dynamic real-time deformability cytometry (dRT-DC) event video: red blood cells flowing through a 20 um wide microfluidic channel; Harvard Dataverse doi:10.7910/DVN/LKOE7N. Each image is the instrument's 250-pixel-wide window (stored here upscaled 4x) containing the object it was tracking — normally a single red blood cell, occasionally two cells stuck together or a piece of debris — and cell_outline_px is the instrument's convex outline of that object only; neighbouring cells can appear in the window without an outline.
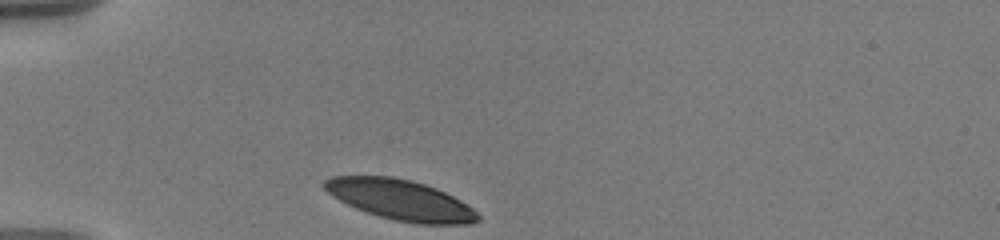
{"species": "human", "species_latin": "Homo sapiens", "temperature_condition": "warm", "stored_images_in_passage": 26, "camera_frame_rate_fps": 3000, "um_per_image_px": 0.085, "donor": {"sex": "male"}, "frame": {"image": 1, "passage_image": 1, "time_ms": 0.0, "image_size_px": [1000, 240], "cell_outline_px": [[480, 220], [472, 224], [416, 224], [396, 220], [380, 216], [356, 208], [332, 196], [324, 188], [324, 180], [332, 176], [392, 176], [412, 180], [436, 188], [460, 200], [472, 208], [480, 216]], "centroid_in_image_um": [34.06, 16.99], "position_along_channel_um": 50.9, "area_um2": 35.84}}
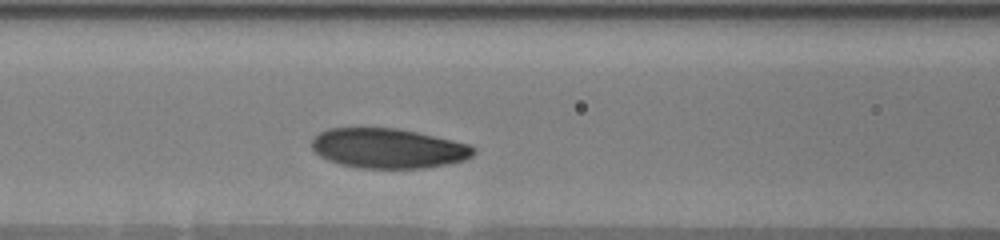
{"frame": {"image": 2, "passage_image": 9, "time_ms": 3.0, "image_size_px": [1000, 240], "cell_outline_px": [[476, 152], [472, 156], [464, 160], [448, 164], [424, 168], [360, 168], [340, 164], [328, 160], [320, 156], [312, 148], [312, 140], [320, 132], [328, 128], [396, 128], [416, 132], [452, 140], [468, 144], [476, 148]], "centroid_in_image_um": [33.0, 12.61], "position_along_channel_um": 133.6, "area_um2": 37.45}}
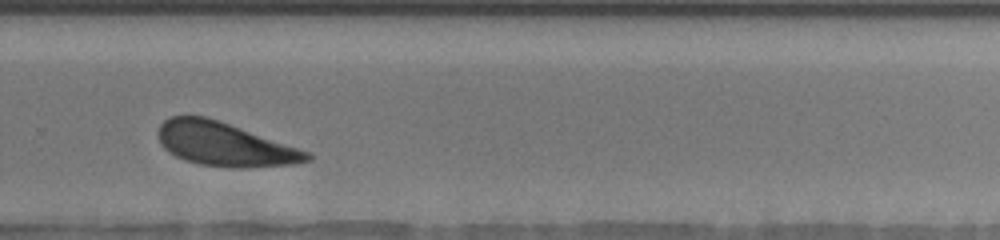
{"frame": {"image": 3, "passage_image": 20, "time_ms": 8.0, "image_size_px": [1000, 240], "cell_outline_px": [[312, 160], [296, 164], [248, 168], [228, 168], [200, 164], [184, 160], [168, 152], [160, 144], [156, 132], [160, 124], [168, 116], [204, 116], [240, 128], [308, 152], [312, 156]], "centroid_in_image_um": [19.03, 12.28], "position_along_channel_um": 310.8, "area_um2": 37.69}, "authors_computed_cell_mechanics": {"area_um2": 38.1769, "velocity_mm_per_s": 3.5497, "shape_relaxation_time_tau1_ms": 2.2791, "shape_relaxation_time_tau2_ms": null, "deformation_change_tau1": 0.1003, "deformation_change_tau2": null}}